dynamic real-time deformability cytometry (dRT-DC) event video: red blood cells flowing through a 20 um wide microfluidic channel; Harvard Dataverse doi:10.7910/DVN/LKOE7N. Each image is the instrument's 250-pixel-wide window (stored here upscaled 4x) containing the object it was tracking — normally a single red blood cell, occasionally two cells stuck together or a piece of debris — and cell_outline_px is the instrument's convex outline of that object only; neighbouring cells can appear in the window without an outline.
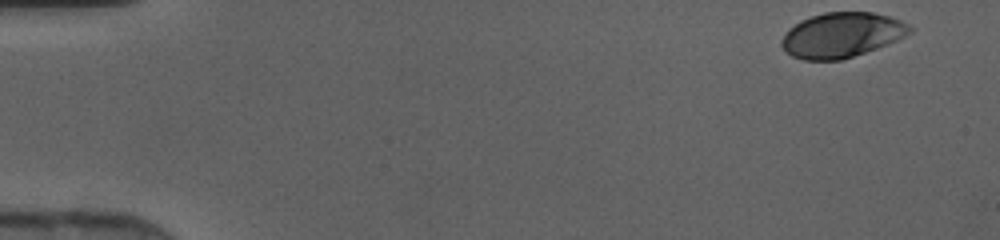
{"species": "human", "species_latin": "Homo sapiens", "temperature_condition": "cold", "stored_images_in_passage": 22, "camera_frame_rate_fps": 3000, "um_per_image_px": 0.085, "donor": {"sex": "female"}, "frame": {"image": 1, "passage_image": 1, "time_ms": 0.0, "image_size_px": [1000, 240], "cell_outline_px": [[916, 28], [912, 32], [888, 44], [840, 60], [804, 60], [792, 56], [780, 44], [784, 36], [800, 20], [824, 12], [872, 12], [888, 16], [900, 20]], "centroid_in_image_um": [71.59, 2.97], "position_along_channel_um": 13.4, "area_um2": 33.18}}
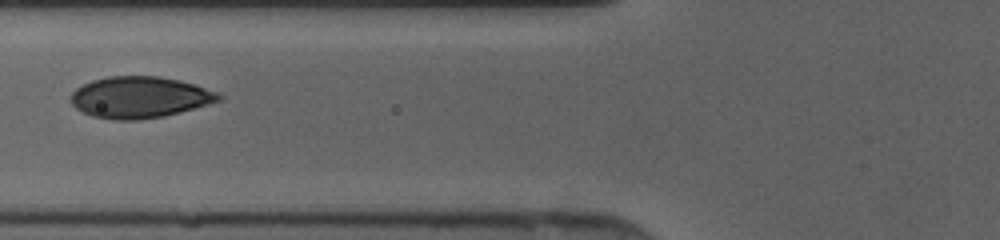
{"frame": {"image": 2, "passage_image": 17, "time_ms": 5.333, "image_size_px": [1000, 240], "cell_outline_px": [[224, 96], [220, 100], [208, 104], [180, 112], [164, 116], [136, 120], [112, 120], [92, 116], [76, 108], [72, 104], [72, 92], [76, 88], [92, 80], [108, 76], [160, 76], [180, 80], [216, 92]], "centroid_in_image_um": [11.86, 8.27], "position_along_channel_um": 113.9, "area_um2": 35.49}}
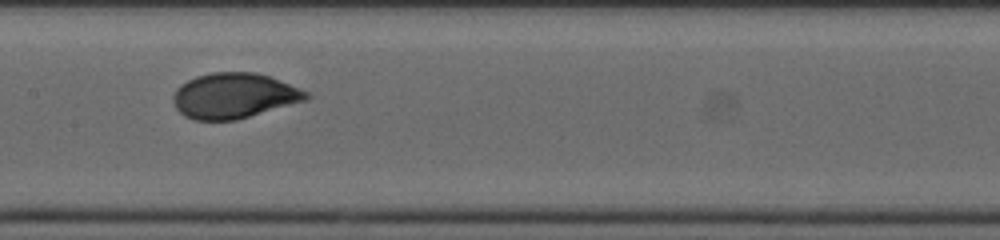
{"frame": {"image": 3, "passage_image": 22, "time_ms": 7.0, "image_size_px": [1000, 240], "cell_outline_px": [[312, 96], [304, 100], [236, 120], [192, 120], [184, 116], [176, 108], [172, 100], [172, 96], [176, 88], [180, 84], [196, 76], [212, 72], [252, 72], [268, 76], [308, 92]], "centroid_in_image_um": [19.82, 8.14], "position_along_channel_um": 187.6, "area_um2": 34.85}}